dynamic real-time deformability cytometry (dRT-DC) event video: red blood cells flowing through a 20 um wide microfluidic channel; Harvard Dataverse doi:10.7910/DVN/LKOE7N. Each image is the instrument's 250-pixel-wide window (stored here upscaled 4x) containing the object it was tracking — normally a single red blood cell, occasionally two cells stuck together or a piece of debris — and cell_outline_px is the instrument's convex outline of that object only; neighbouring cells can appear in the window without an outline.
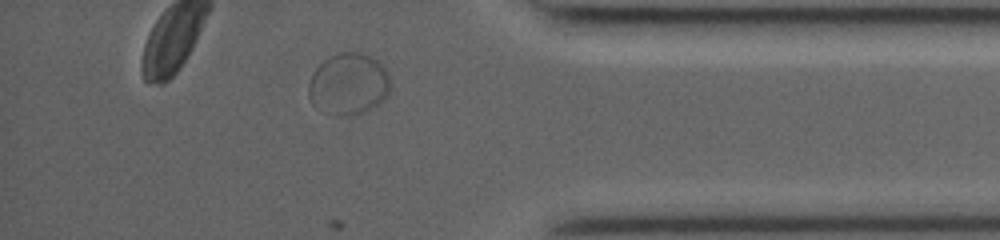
{"species": "common noctule bat (a hibernating species)", "species_latin": "Nyctalus noctula", "temperature_condition": "room temperature", "stored_images_in_passage": 25, "camera_frame_rate_fps": 3000, "um_per_image_px": 0.085, "animal": {"sex": "female", "body_mass_g": 19.0, "forearm_length_mm": 53.3}, "frame": {"image": 1, "passage_image": 21, "time_ms": 9.333, "image_size_px": [1000, 240], "cell_outline_px": [[392, 84], [384, 100], [364, 112], [336, 112], [312, 104], [308, 96], [308, 84], [312, 72], [324, 60], [340, 52], [364, 52], [372, 56], [384, 64], [388, 72]], "centroid_in_image_um": [29.68, 7.04], "position_along_channel_um": 405.5, "area_um2": 28.9}}